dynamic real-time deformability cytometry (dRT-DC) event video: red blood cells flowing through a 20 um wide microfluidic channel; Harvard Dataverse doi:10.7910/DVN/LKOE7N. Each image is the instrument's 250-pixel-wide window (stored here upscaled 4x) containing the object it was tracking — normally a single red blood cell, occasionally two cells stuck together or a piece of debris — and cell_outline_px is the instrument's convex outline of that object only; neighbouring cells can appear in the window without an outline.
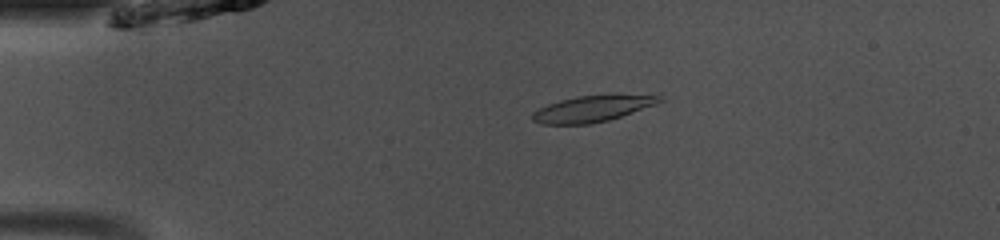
{"species": "common noctule bat (a hibernating species)", "species_latin": "Nyctalus noctula", "temperature_condition": "room temperature", "stored_images_in_passage": 49, "camera_frame_rate_fps": 3000, "um_per_image_px": 0.085, "animal": {"sex": "male", "body_mass_g": 13.0, "forearm_length_mm": 53.1}, "frame": {"image": 1, "passage_image": 11, "time_ms": 3.333, "image_size_px": [1000, 240], "cell_outline_px": [[664, 100], [656, 104], [608, 120], [588, 124], [540, 124], [532, 120], [532, 112], [548, 104], [560, 100], [580, 96], [660, 92], [664, 96]], "centroid_in_image_um": [50.5, 9.19], "position_along_channel_um": 34.5, "area_um2": 19.88}}
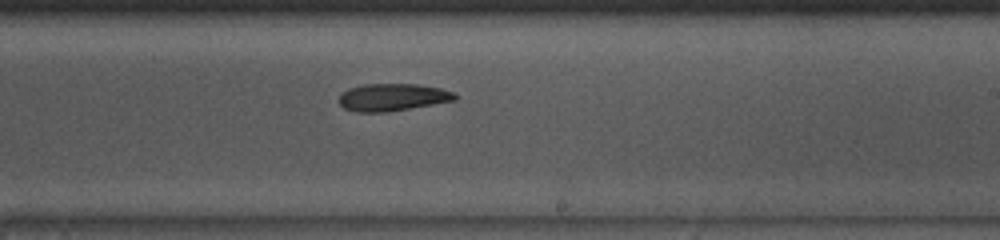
{"frame": {"image": 2, "passage_image": 30, "time_ms": 9.667, "image_size_px": [1000, 240], "cell_outline_px": [[460, 96], [456, 100], [384, 112], [356, 112], [344, 108], [340, 104], [340, 96], [348, 88], [364, 84], [416, 84], [440, 88], [452, 92]], "centroid_in_image_um": [33.37, 8.26], "position_along_channel_um": 255.6, "area_um2": 18.26}}
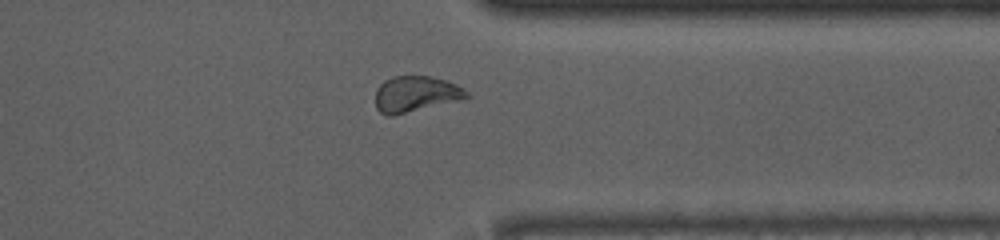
{"frame": {"image": 3, "passage_image": 39, "time_ms": 12.667, "image_size_px": [1000, 240], "cell_outline_px": [[468, 96], [464, 100], [392, 116], [388, 116], [380, 112], [376, 108], [376, 88], [384, 80], [392, 76], [428, 76], [444, 80], [456, 84], [464, 88], [468, 92]], "centroid_in_image_um": [35.34, 8.0], "position_along_channel_um": 376.1, "area_um2": 19.31}, "authors_computed_cell_mechanics": {"area_um2": 19.8832, "velocity_mm_per_s": 4.0777, "shape_relaxation_time_tau1_ms": 2.9306, "shape_relaxation_time_tau2_ms": 7.5749, "deformation_change_tau1": 0.0879, "deformation_change_tau2": 0.1307}}